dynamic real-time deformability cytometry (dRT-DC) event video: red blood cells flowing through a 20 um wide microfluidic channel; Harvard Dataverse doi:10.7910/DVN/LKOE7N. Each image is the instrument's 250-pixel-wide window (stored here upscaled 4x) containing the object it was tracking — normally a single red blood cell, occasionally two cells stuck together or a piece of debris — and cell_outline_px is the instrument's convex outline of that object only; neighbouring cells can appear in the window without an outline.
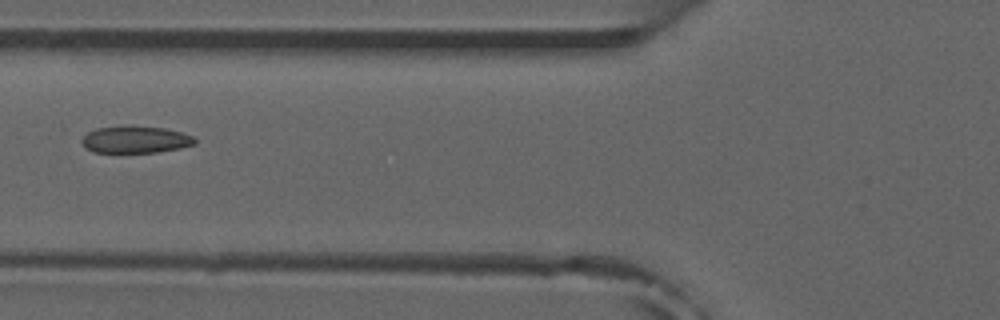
{"species": "common noctule bat (a hibernating species)", "species_latin": "Nyctalus noctula", "temperature_condition": "room temperature", "stored_images_in_passage": 7, "camera_frame_rate_fps": 3000, "um_per_image_px": 0.085, "animal": {"sex": "male", "forearm_length_mm": 52.5}, "frame": {"image": 1, "passage_image": 6, "time_ms": 5.667, "image_size_px": [1000, 320], "cell_outline_px": [[196, 144], [180, 148], [156, 152], [92, 152], [84, 148], [80, 140], [80, 136], [96, 128], [128, 124], [132, 124], [164, 128], [180, 132], [192, 136], [196, 140]], "centroid_in_image_um": [11.44, 11.84], "position_along_channel_um": 114.4, "area_um2": 18.26}}
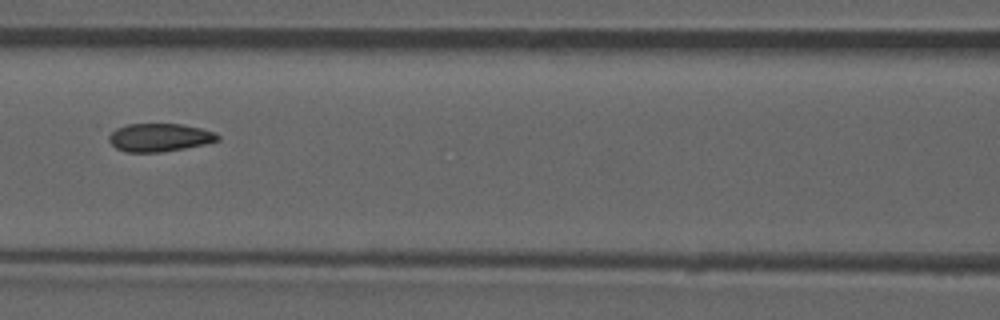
{"frame": {"image": 2, "passage_image": 7, "time_ms": 6.667, "image_size_px": [1000, 320], "cell_outline_px": [[220, 140], [204, 144], [184, 148], [160, 152], [128, 152], [116, 148], [108, 140], [108, 136], [116, 128], [128, 124], [180, 124], [200, 128], [216, 132], [220, 136]], "centroid_in_image_um": [13.56, 11.68], "position_along_channel_um": 153.0, "area_um2": 17.74}}